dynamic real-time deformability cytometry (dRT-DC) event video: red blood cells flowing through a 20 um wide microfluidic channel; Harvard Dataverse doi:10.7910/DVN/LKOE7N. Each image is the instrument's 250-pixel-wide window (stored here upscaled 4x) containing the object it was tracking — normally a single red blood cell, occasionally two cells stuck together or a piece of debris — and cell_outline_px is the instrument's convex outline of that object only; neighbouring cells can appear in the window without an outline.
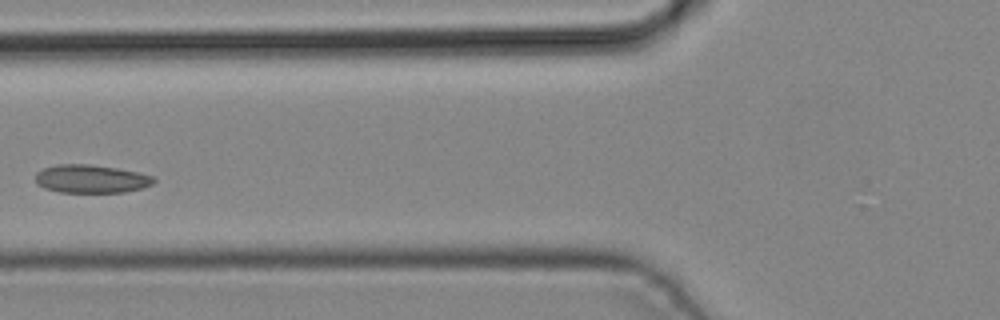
{"species": "common noctule bat (a hibernating species)", "species_latin": "Nyctalus noctula", "temperature_condition": "cold", "stored_images_in_passage": 5, "camera_frame_rate_fps": 3000, "um_per_image_px": 0.085, "animal": {"sex": "male", "body_mass_g": 19.2, "forearm_length_mm": 51.8}, "frame": {"image": 1, "passage_image": 5, "time_ms": 1.333, "image_size_px": [1000, 320], "cell_outline_px": [[156, 180], [152, 184], [140, 188], [124, 192], [60, 192], [44, 188], [36, 184], [36, 172], [44, 168], [56, 164], [88, 164], [116, 168], [136, 172], [152, 176]], "centroid_in_image_um": [7.7, 15.2], "position_along_channel_um": 118.1, "area_um2": 19.31}}